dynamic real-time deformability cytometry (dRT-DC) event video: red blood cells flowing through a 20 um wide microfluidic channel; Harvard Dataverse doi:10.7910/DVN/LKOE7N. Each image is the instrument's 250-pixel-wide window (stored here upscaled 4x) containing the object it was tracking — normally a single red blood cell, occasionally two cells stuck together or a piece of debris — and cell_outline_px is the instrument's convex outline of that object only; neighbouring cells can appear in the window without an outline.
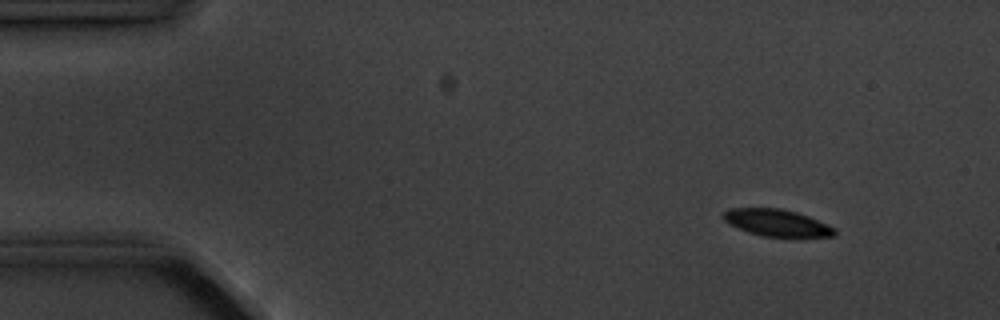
{"species": "common noctule bat (a hibernating species)", "species_latin": "Nyctalus noctula", "temperature_condition": "cold", "stored_images_in_passage": 5, "camera_frame_rate_fps": 3000, "um_per_image_px": 0.085, "animal": {"sex": "male", "body_mass_g": 20.1, "forearm_length_mm": 53.5}, "frame": {"image": 1, "passage_image": 2, "time_ms": 1.333, "image_size_px": [1000, 320], "cell_outline_px": [[836, 236], [760, 236], [748, 232], [724, 220], [724, 212], [728, 208], [780, 208], [796, 212], [808, 216], [828, 224], [836, 228]], "centroid_in_image_um": [66.06, 18.93], "position_along_channel_um": 18.9, "area_um2": 17.17}}
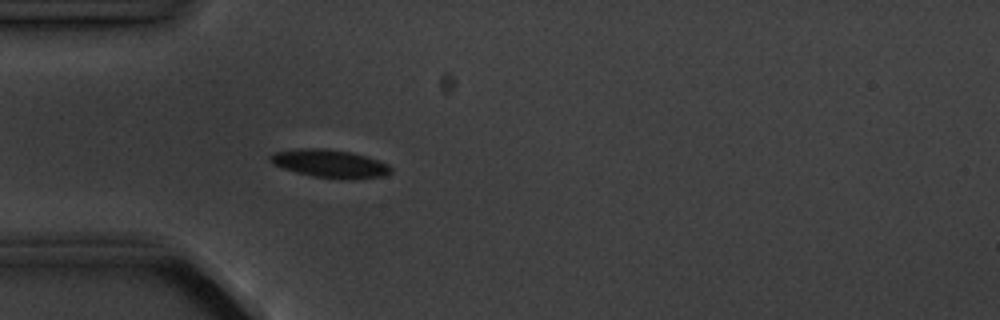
{"frame": {"image": 2, "passage_image": 5, "time_ms": 4.667, "image_size_px": [1000, 320], "cell_outline_px": [[392, 172], [388, 176], [312, 176], [296, 172], [272, 164], [268, 160], [268, 156], [276, 152], [300, 148], [320, 148], [348, 152], [364, 156], [388, 164], [392, 168]], "centroid_in_image_um": [27.95, 13.86], "position_along_channel_um": 57.0, "area_um2": 18.61}}